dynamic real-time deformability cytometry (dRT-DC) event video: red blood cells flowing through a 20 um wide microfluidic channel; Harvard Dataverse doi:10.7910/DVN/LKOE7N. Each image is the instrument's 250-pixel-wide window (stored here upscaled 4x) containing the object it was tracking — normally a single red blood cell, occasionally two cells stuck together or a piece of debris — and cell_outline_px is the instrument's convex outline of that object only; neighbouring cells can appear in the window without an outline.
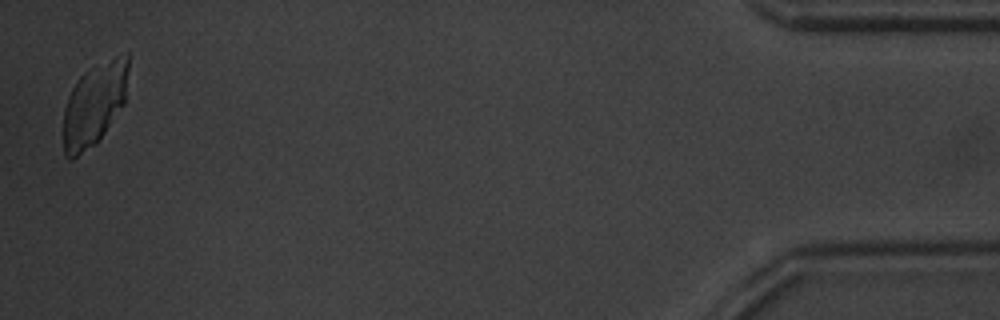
{"species": "common noctule bat (a hibernating species)", "species_latin": "Nyctalus noctula", "temperature_condition": "warm", "stored_images_in_passage": 50, "camera_frame_rate_fps": 3000, "um_per_image_px": 0.085, "animal": {"sex": "male", "body_mass_g": 20.1, "forearm_length_mm": 53.5}, "frame": {"image": 1, "passage_image": 49, "time_ms": 16.0, "image_size_px": [1000, 320], "cell_outline_px": [[128, 68], [124, 104], [96, 144], [72, 160], [68, 160], [64, 156], [64, 108], [68, 96], [76, 80], [88, 68], [116, 56], [128, 52]], "centroid_in_image_um": [7.99, 8.88], "position_along_channel_um": 427.2, "area_um2": 31.44}}